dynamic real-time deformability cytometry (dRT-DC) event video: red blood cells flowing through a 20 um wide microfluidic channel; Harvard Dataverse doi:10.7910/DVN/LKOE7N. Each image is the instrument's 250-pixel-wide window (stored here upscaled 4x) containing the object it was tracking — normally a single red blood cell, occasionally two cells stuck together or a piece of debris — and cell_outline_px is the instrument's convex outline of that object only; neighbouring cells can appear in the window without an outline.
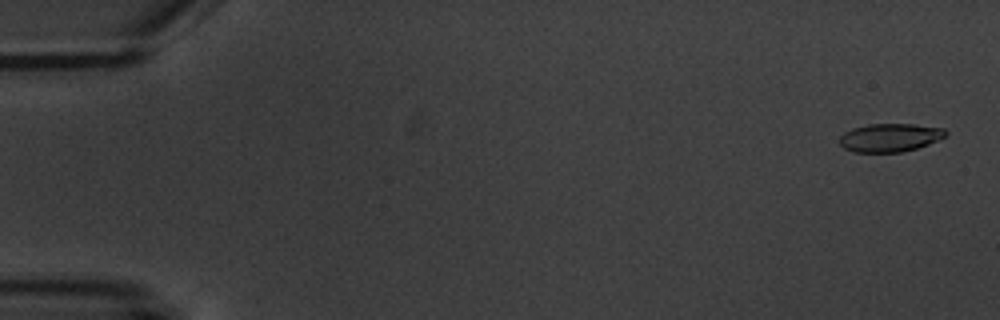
{"species": "common noctule bat (a hibernating species)", "species_latin": "Nyctalus noctula", "temperature_condition": "warm", "stored_images_in_passage": 8, "camera_frame_rate_fps": 3000, "um_per_image_px": 0.085, "animal": {"sex": "male", "body_mass_g": 20.1, "forearm_length_mm": 53.5}, "frame": {"image": 1, "passage_image": 1, "time_ms": 0.0, "image_size_px": [1000, 320], "cell_outline_px": [[948, 136], [928, 144], [916, 148], [900, 152], [852, 152], [844, 148], [840, 144], [840, 136], [844, 132], [852, 128], [868, 124], [912, 124], [944, 128], [948, 132]], "centroid_in_image_um": [75.65, 11.69], "position_along_channel_um": 9.3, "area_um2": 17.57}}
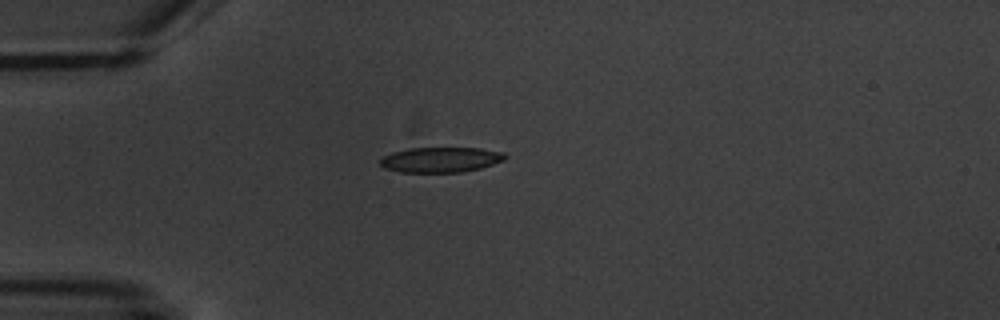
{"frame": {"image": 2, "passage_image": 4, "time_ms": 4.667, "image_size_px": [1000, 320], "cell_outline_px": [[508, 156], [504, 160], [480, 168], [460, 172], [400, 172], [384, 168], [380, 164], [380, 160], [384, 156], [392, 152], [408, 148], [480, 148], [504, 152]], "centroid_in_image_um": [37.46, 13.57], "position_along_channel_um": 47.5, "area_um2": 18.32}}